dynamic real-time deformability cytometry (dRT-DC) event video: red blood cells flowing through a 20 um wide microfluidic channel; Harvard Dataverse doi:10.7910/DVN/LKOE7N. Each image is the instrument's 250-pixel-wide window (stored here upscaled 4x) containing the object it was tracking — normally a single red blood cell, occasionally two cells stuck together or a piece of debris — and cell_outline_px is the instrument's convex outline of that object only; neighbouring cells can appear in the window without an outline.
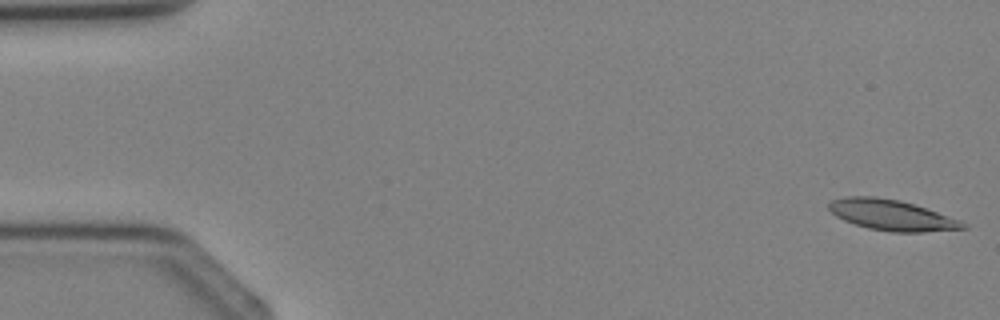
{"species": "Egyptian fruit bat (a non-hibernating species)", "species_latin": "Rousettus aegyptiacus", "temperature_condition": "cold", "stored_images_in_passage": 4, "camera_frame_rate_fps": 3000, "um_per_image_px": 0.085, "animal": {"sex": "female"}, "frame": {"image": 1, "passage_image": 1, "time_ms": 0.0, "image_size_px": [1000, 320], "cell_outline_px": [[968, 228], [924, 232], [892, 232], [868, 228], [844, 220], [836, 216], [828, 208], [828, 204], [832, 200], [848, 196], [872, 196], [896, 200], [912, 204], [960, 220], [968, 224]], "centroid_in_image_um": [75.79, 18.29], "position_along_channel_um": 9.2, "area_um2": 23.58}}
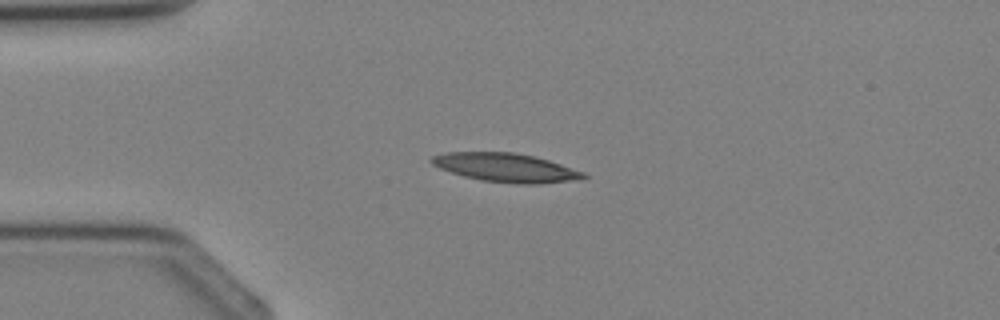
{"frame": {"image": 2, "passage_image": 3, "time_ms": 2.667, "image_size_px": [1000, 320], "cell_outline_px": [[588, 176], [580, 180], [540, 184], [520, 184], [480, 180], [464, 176], [440, 168], [432, 164], [428, 160], [432, 156], [448, 152], [516, 152], [536, 156], [584, 172]], "centroid_in_image_um": [43.02, 14.25], "position_along_channel_um": 42.0, "area_um2": 25.55}}
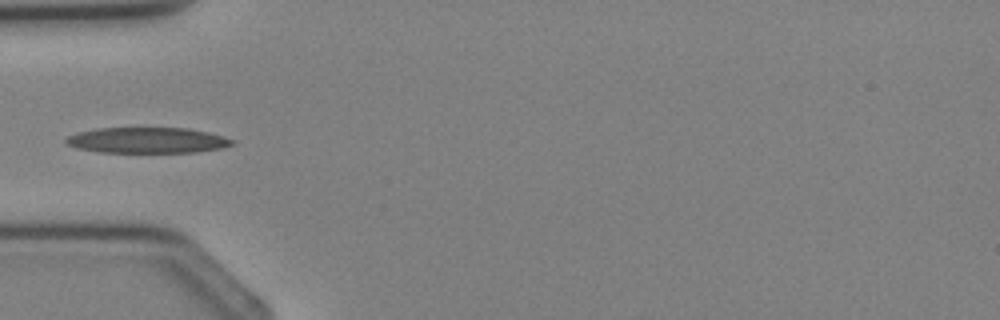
{"frame": {"image": 3, "passage_image": 4, "time_ms": 3.667, "image_size_px": [1000, 320], "cell_outline_px": [[236, 140], [232, 144], [220, 148], [196, 152], [100, 152], [76, 148], [64, 144], [64, 140], [68, 136], [76, 132], [96, 128], [188, 128], [208, 132], [224, 136]], "centroid_in_image_um": [12.48, 11.92], "position_along_channel_um": 72.5, "area_um2": 25.03}}